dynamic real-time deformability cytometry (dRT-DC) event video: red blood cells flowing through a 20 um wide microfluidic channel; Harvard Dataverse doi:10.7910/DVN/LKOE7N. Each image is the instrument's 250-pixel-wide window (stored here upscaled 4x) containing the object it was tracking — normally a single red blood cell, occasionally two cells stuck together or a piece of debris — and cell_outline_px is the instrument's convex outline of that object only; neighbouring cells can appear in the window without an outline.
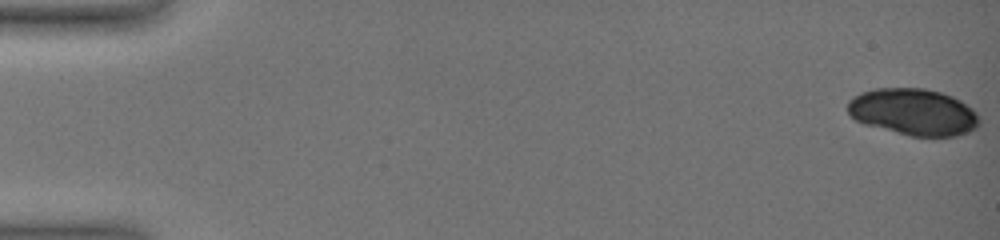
{"species": "common noctule bat (a hibernating species)", "species_latin": "Nyctalus noctula", "temperature_condition": "warm", "stored_images_in_passage": 12, "camera_frame_rate_fps": 3000, "um_per_image_px": 0.085, "animal": {"sex": "female", "body_mass_g": 19.0, "forearm_length_mm": 51.5}, "frame": {"image": 1, "passage_image": 1, "time_ms": 0.0, "image_size_px": [1000, 240], "cell_outline_px": [[980, 124], [976, 128], [968, 132], [956, 136], [912, 136], [864, 124], [856, 120], [848, 112], [848, 100], [852, 96], [860, 92], [876, 88], [924, 88], [940, 92], [952, 96], [960, 100], [972, 108], [976, 112], [980, 120]], "centroid_in_image_um": [77.64, 9.51], "position_along_channel_um": 7.4, "area_um2": 35.89}}
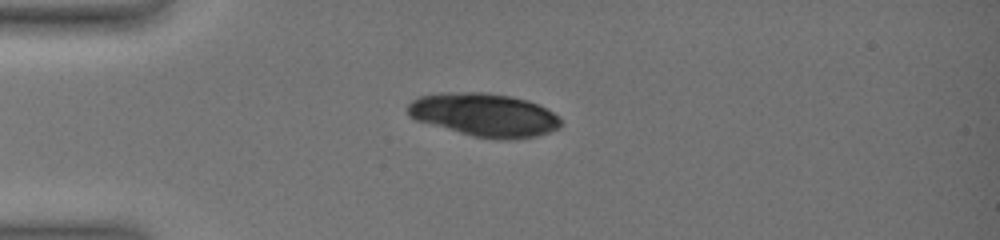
{"frame": {"image": 2, "passage_image": 9, "time_ms": 4.667, "image_size_px": [1000, 240], "cell_outline_px": [[560, 128], [536, 136], [512, 140], [508, 140], [472, 136], [416, 120], [408, 116], [404, 108], [412, 100], [420, 96], [436, 92], [484, 92], [508, 96], [528, 100], [552, 112], [560, 120]], "centroid_in_image_um": [41.09, 9.76], "position_along_channel_um": 43.9, "area_um2": 38.61}}